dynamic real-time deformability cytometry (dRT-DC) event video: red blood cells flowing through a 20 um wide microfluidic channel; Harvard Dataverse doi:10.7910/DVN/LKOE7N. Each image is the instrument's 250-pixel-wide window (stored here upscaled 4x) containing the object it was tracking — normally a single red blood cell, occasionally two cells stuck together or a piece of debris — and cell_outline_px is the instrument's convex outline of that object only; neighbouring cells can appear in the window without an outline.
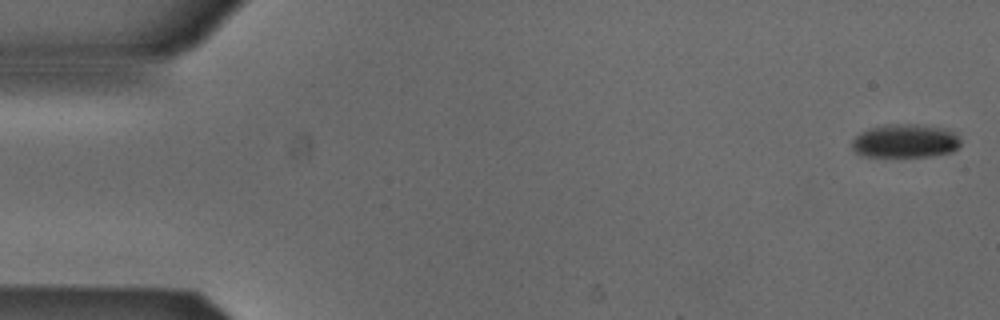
{"species": "Egyptian fruit bat (a non-hibernating species)", "species_latin": "Rousettus aegyptiacus", "temperature_condition": "cold", "stored_images_in_passage": 4, "camera_frame_rate_fps": 3000, "um_per_image_px": 0.085, "animal": {"sex": "male"}, "frame": {"image": 1, "passage_image": 1, "time_ms": 0.0, "image_size_px": [1000, 320], "cell_outline_px": [[960, 144], [952, 152], [932, 156], [864, 156], [856, 152], [852, 148], [852, 140], [860, 132], [884, 124], [916, 124], [940, 128], [952, 132], [960, 140]], "centroid_in_image_um": [76.91, 11.99], "position_along_channel_um": 8.1, "area_um2": 20.98}}
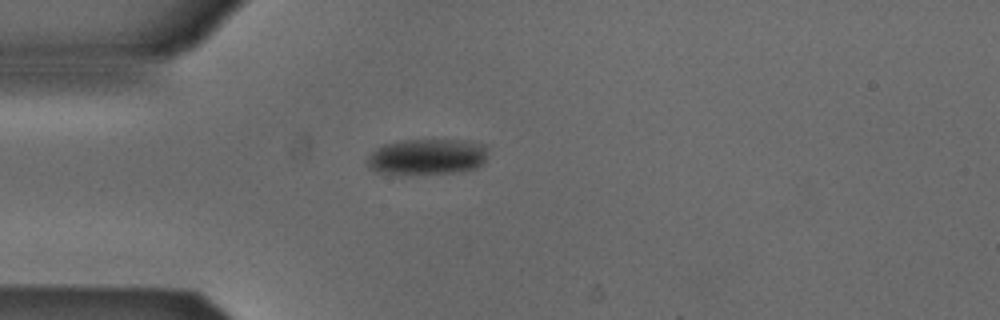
{"frame": {"image": 2, "passage_image": 4, "time_ms": 1.0, "image_size_px": [1000, 320], "cell_outline_px": [[488, 148], [484, 160], [476, 168], [452, 172], [380, 172], [372, 168], [368, 164], [368, 156], [376, 148], [384, 144], [400, 140], [460, 140], [484, 144]], "centroid_in_image_um": [36.33, 13.27], "position_along_channel_um": 48.7, "area_um2": 24.33}}